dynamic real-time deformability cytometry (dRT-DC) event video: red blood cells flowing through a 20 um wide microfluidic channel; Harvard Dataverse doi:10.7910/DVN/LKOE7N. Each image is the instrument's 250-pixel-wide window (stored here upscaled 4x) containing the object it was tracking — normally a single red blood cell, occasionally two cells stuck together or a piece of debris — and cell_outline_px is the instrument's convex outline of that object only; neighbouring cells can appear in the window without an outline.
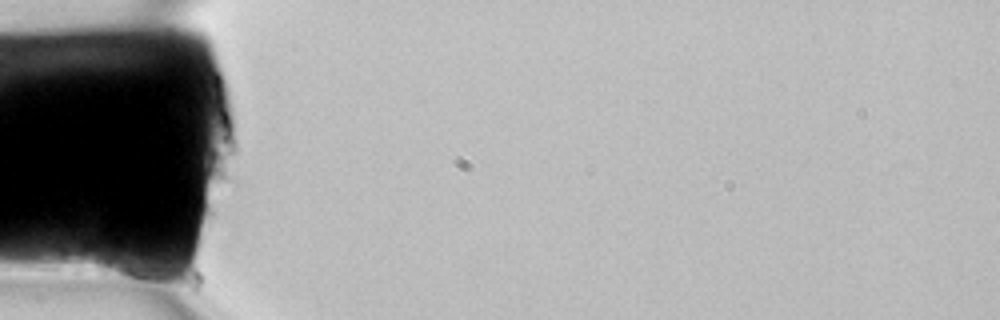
{"species": "common noctule bat (a hibernating species)", "species_latin": "Nyctalus noctula", "temperature_condition": "room temperature", "stored_images_in_passage": 4, "camera_frame_rate_fps": 3000, "um_per_image_px": 0.085, "animal": {"sex": "female", "body_mass_g": 22.7, "forearm_length_mm": 54.2}, "frame": {"image": 1, "passage_image": 2, "time_ms": 0.333, "image_size_px": [1000, 320], "cell_outline_px": [[164, 276], [136, 280], [116, 276], [104, 272], [96, 268], [96, 244], [140, 256]], "centroid_in_image_um": [10.54, 22.47], "position_along_channel_um": 74.5, "area_um2": 10.17}}